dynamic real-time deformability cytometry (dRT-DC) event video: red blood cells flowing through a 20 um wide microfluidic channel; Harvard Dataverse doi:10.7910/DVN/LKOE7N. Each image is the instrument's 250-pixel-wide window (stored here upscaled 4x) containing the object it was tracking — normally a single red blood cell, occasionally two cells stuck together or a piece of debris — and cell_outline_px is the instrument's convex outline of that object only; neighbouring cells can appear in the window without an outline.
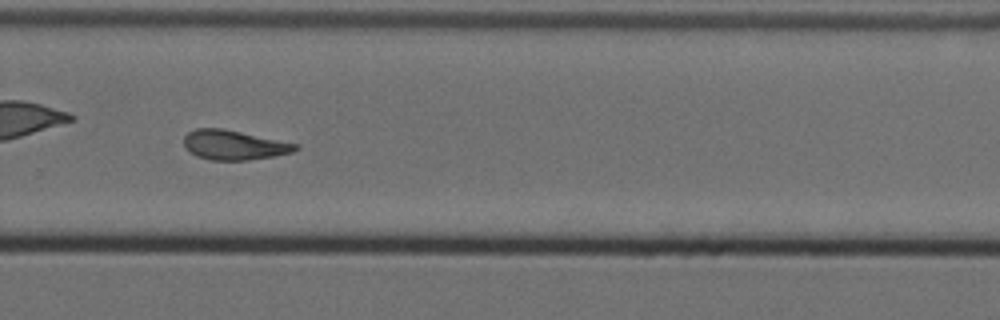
{"species": "Egyptian fruit bat (a non-hibernating species)", "species_latin": "Rousettus aegyptiacus", "temperature_condition": "cold", "stored_images_in_passage": 39, "camera_frame_rate_fps": 3000, "um_per_image_px": 0.085, "animal": {"sex": "female"}, "frame": {"image": 1, "passage_image": 31, "time_ms": 10.0, "image_size_px": [1000, 320], "cell_outline_px": [[300, 148], [292, 152], [276, 156], [248, 160], [212, 160], [196, 156], [184, 144], [184, 136], [188, 132], [196, 128], [224, 128], [300, 144]], "centroid_in_image_um": [19.94, 12.32], "position_along_channel_um": 309.9, "area_um2": 19.36}, "authors_computed_cell_mechanics": {"area_um2": 19.5364, "velocity_mm_per_s": 3.496, "shape_relaxation_time_tau1_ms": null, "shape_relaxation_time_tau2_ms": 6.7428, "deformation_change_tau1": null, "deformation_change_tau2": 0.1587}}